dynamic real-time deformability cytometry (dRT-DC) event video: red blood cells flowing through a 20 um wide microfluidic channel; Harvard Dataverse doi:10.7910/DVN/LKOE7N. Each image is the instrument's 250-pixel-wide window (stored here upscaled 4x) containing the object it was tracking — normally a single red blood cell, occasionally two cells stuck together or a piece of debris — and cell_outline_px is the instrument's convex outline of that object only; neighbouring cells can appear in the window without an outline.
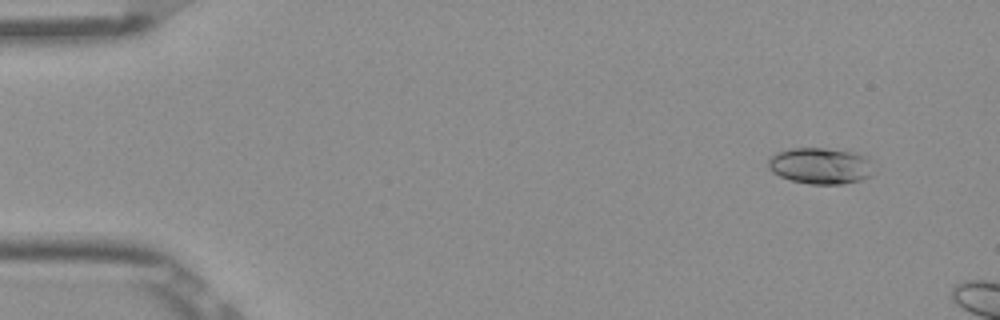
{"species": "Egyptian fruit bat (a non-hibernating species)", "species_latin": "Rousettus aegyptiacus", "temperature_condition": "room temperature", "stored_images_in_passage": 9, "camera_frame_rate_fps": 3000, "um_per_image_px": 0.085, "frame": {"image": 1, "passage_image": 4, "time_ms": 1.0, "image_size_px": [1000, 320], "cell_outline_px": [[876, 172], [872, 176], [860, 180], [844, 184], [808, 184], [792, 180], [780, 176], [772, 172], [768, 168], [768, 160], [776, 152], [792, 148], [824, 148], [852, 152], [868, 156]], "centroid_in_image_um": [69.78, 14.1], "position_along_channel_um": 15.2, "area_um2": 22.6}}